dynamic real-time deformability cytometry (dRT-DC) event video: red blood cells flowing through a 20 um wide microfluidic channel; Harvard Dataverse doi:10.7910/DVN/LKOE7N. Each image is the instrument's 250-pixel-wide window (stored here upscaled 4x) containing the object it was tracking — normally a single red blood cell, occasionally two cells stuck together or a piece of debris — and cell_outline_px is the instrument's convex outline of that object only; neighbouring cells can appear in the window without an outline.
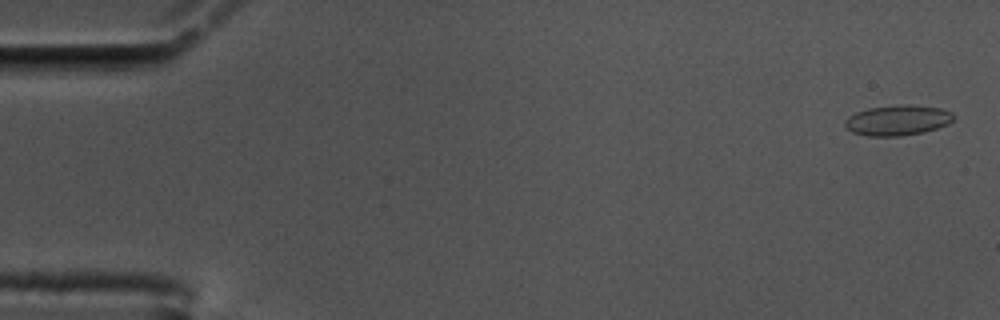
{"species": "common noctule bat (a hibernating species)", "species_latin": "Nyctalus noctula", "temperature_condition": "cold", "stored_images_in_passage": 56, "camera_frame_rate_fps": 3000, "um_per_image_px": 0.085, "animal": {"sex": "male", "body_mass_g": 17.5, "forearm_length_mm": 52.3}, "frame": {"image": 1, "passage_image": 2, "time_ms": 0.333, "image_size_px": [1000, 320], "cell_outline_px": [[956, 116], [948, 124], [924, 132], [900, 136], [868, 136], [852, 132], [844, 124], [844, 120], [848, 116], [856, 112], [868, 108], [900, 104], [912, 104], [940, 108], [952, 112]], "centroid_in_image_um": [76.3, 10.21], "position_along_channel_um": 8.7, "area_um2": 19.36}}
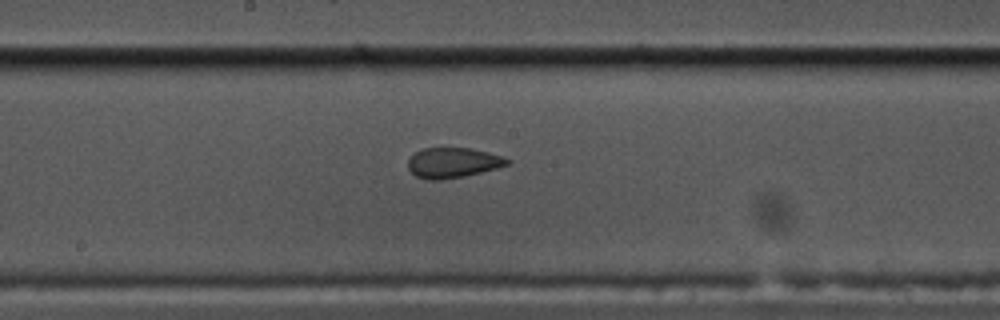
{"frame": {"image": 2, "passage_image": 31, "time_ms": 10.0, "image_size_px": [1000, 320], "cell_outline_px": [[512, 160], [508, 164], [496, 168], [464, 176], [440, 180], [428, 180], [416, 176], [408, 168], [408, 160], [416, 152], [424, 148], [472, 148], [488, 152]], "centroid_in_image_um": [38.49, 13.83], "position_along_channel_um": 209.7, "area_um2": 17.28}}
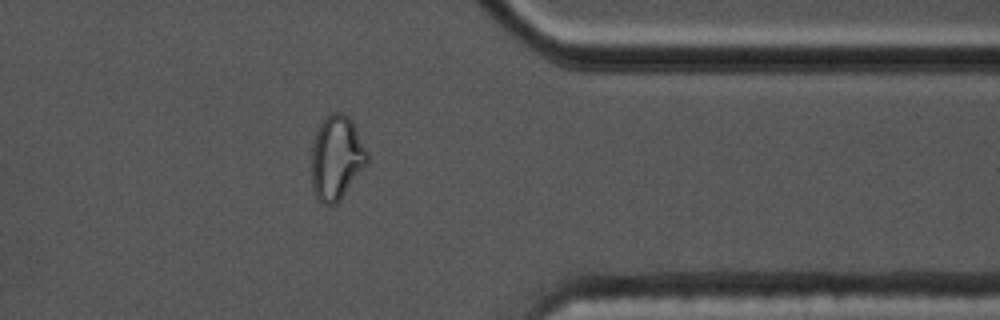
{"frame": {"image": 3, "passage_image": 47, "time_ms": 15.333, "image_size_px": [1000, 320], "cell_outline_px": [[368, 160], [340, 200], [336, 204], [324, 204], [316, 196], [312, 188], [312, 144], [316, 132], [320, 124], [332, 112], [344, 112], [352, 120], [368, 152]], "centroid_in_image_um": [28.59, 13.38], "position_along_channel_um": 382.8, "area_um2": 26.99}, "authors_computed_cell_mechanics": {"area_um2": 18.4382, "velocity_mm_per_s": 3.4541, "shape_relaxation_time_tau1_ms": null, "shape_relaxation_time_tau2_ms": 1.1101, "deformation_change_tau1": null, "deformation_change_tau2": 0.0675}}